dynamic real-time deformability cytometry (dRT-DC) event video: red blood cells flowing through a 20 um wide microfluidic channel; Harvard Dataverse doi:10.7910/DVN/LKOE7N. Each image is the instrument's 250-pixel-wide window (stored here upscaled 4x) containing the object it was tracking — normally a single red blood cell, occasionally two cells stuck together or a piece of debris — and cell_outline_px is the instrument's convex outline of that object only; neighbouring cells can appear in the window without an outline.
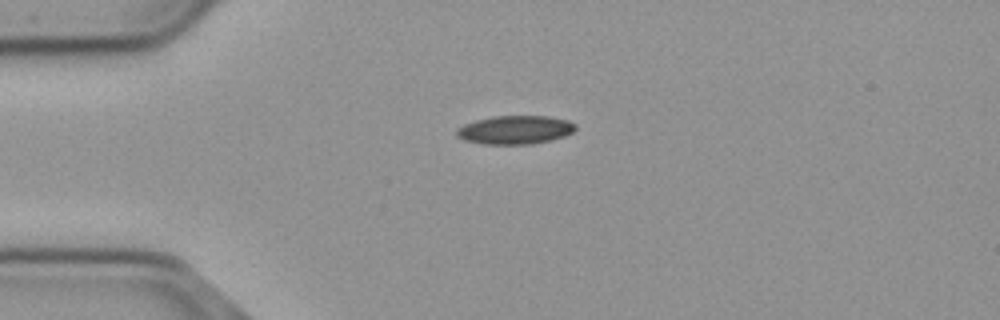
{"species": "common noctule bat (a hibernating species)", "species_latin": "Nyctalus noctula", "temperature_condition": "cold", "stored_images_in_passage": 33, "camera_frame_rate_fps": 3000, "um_per_image_px": 0.085, "animal": {"sex": "male", "body_mass_g": 23.1, "forearm_length_mm": 52.7}, "frame": {"image": 1, "passage_image": 1, "time_ms": 0.0, "image_size_px": [1000, 320], "cell_outline_px": [[576, 128], [572, 132], [564, 136], [532, 144], [484, 144], [464, 140], [456, 136], [456, 128], [464, 124], [476, 120], [492, 116], [548, 116], [568, 120], [576, 124]], "centroid_in_image_um": [43.76, 11.03], "position_along_channel_um": 41.2, "area_um2": 19.77}}
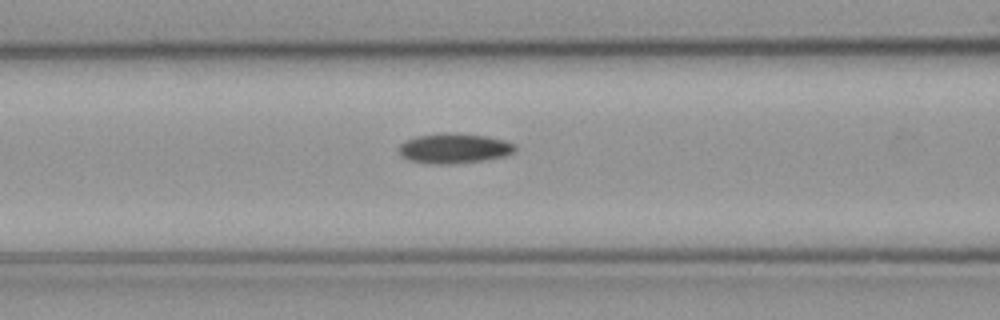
{"frame": {"image": 2, "passage_image": 10, "time_ms": 3.0, "image_size_px": [1000, 320], "cell_outline_px": [[516, 148], [512, 152], [504, 156], [484, 160], [456, 164], [428, 164], [408, 160], [400, 152], [400, 144], [416, 136], [448, 132], [488, 136], [504, 140], [516, 144]], "centroid_in_image_um": [38.62, 12.61], "position_along_channel_um": 128.0, "area_um2": 20.29}}
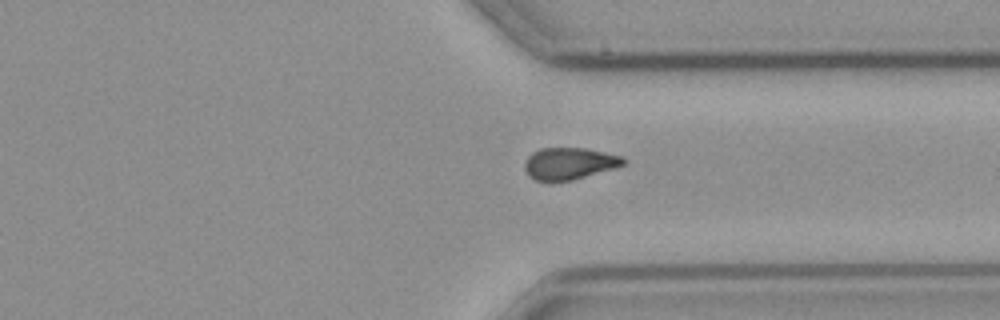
{"frame": {"image": 3, "passage_image": 29, "time_ms": 9.333, "image_size_px": [1000, 320], "cell_outline_px": [[624, 164], [612, 168], [572, 180], [536, 180], [528, 176], [524, 168], [524, 164], [528, 156], [532, 152], [540, 148], [584, 148], [624, 156]], "centroid_in_image_um": [48.35, 13.88], "position_along_channel_um": 363.1, "area_um2": 18.03}}